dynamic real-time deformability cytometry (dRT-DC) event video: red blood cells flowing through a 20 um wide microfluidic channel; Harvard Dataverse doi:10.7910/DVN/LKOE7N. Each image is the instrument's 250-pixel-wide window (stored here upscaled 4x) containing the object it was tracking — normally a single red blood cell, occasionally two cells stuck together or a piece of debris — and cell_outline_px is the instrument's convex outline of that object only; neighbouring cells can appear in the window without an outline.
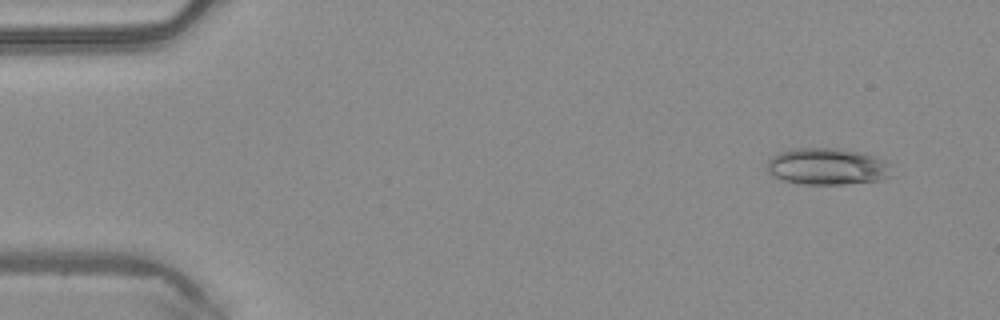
{"species": "common noctule bat (a hibernating species)", "species_latin": "Nyctalus noctula", "temperature_condition": "warm", "stored_images_in_passage": 3, "camera_frame_rate_fps": 3000, "um_per_image_px": 0.085, "animal": {"sex": "male", "body_mass_g": 20.4}, "frame": {"image": 1, "passage_image": 1, "time_ms": 0.0, "image_size_px": [1000, 320], "cell_outline_px": [[892, 176], [884, 180], [844, 184], [804, 184], [784, 180], [768, 172], [768, 160], [772, 156], [780, 152], [796, 148], [836, 148], [864, 152], [884, 160], [888, 164]], "centroid_in_image_um": [70.36, 14.15], "position_along_channel_um": 14.6, "area_um2": 26.65}}